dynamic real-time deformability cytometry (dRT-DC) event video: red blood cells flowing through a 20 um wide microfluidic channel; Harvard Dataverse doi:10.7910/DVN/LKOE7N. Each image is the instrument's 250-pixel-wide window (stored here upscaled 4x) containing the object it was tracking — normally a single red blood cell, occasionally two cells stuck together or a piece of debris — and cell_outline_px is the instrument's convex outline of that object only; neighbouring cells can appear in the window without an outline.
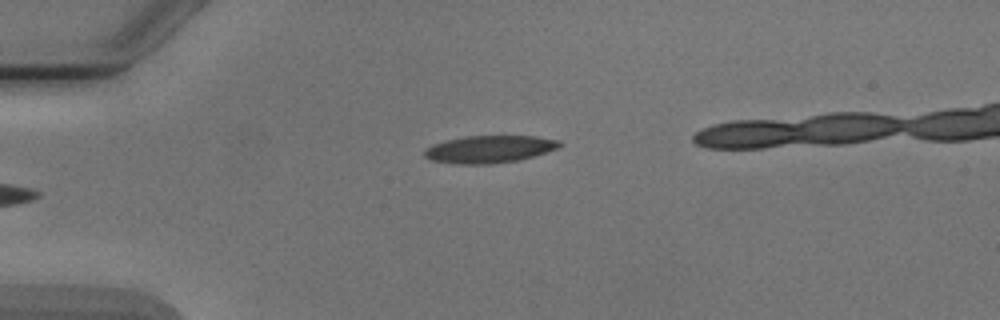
{"species": "Egyptian fruit bat (a non-hibernating species)", "species_latin": "Rousettus aegyptiacus", "temperature_condition": "cold", "stored_images_in_passage": 5, "camera_frame_rate_fps": 3000, "um_per_image_px": 0.085, "animal": {"sex": "male"}, "frame": {"image": 1, "passage_image": 5, "time_ms": 4.667, "image_size_px": [1000, 320], "cell_outline_px": [[564, 144], [560, 148], [520, 160], [492, 164], [456, 164], [432, 160], [424, 156], [424, 148], [432, 144], [448, 140], [468, 136], [536, 136], [560, 140]], "centroid_in_image_um": [41.64, 12.68], "position_along_channel_um": 43.4, "area_um2": 21.73}}